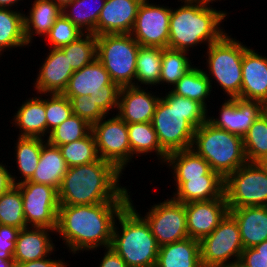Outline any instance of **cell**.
Listing matches in <instances>:
<instances>
[{
	"label": "cell",
	"mask_w": 267,
	"mask_h": 267,
	"mask_svg": "<svg viewBox=\"0 0 267 267\" xmlns=\"http://www.w3.org/2000/svg\"><path fill=\"white\" fill-rule=\"evenodd\" d=\"M162 51L163 48L160 47H139L136 63L135 86H158L157 84H159L161 74Z\"/></svg>",
	"instance_id": "35"
},
{
	"label": "cell",
	"mask_w": 267,
	"mask_h": 267,
	"mask_svg": "<svg viewBox=\"0 0 267 267\" xmlns=\"http://www.w3.org/2000/svg\"><path fill=\"white\" fill-rule=\"evenodd\" d=\"M239 262L244 267H267V257L260 255L253 247L243 249Z\"/></svg>",
	"instance_id": "46"
},
{
	"label": "cell",
	"mask_w": 267,
	"mask_h": 267,
	"mask_svg": "<svg viewBox=\"0 0 267 267\" xmlns=\"http://www.w3.org/2000/svg\"><path fill=\"white\" fill-rule=\"evenodd\" d=\"M127 128L131 146V161L134 154L137 157L141 154L147 155L148 153L151 154V152H154L158 160H161L159 162L162 164L165 163L168 154L161 148L152 122L131 123L127 124Z\"/></svg>",
	"instance_id": "31"
},
{
	"label": "cell",
	"mask_w": 267,
	"mask_h": 267,
	"mask_svg": "<svg viewBox=\"0 0 267 267\" xmlns=\"http://www.w3.org/2000/svg\"><path fill=\"white\" fill-rule=\"evenodd\" d=\"M99 267H128L125 261L111 248H105Z\"/></svg>",
	"instance_id": "48"
},
{
	"label": "cell",
	"mask_w": 267,
	"mask_h": 267,
	"mask_svg": "<svg viewBox=\"0 0 267 267\" xmlns=\"http://www.w3.org/2000/svg\"><path fill=\"white\" fill-rule=\"evenodd\" d=\"M49 232L55 234L54 229L45 227L30 226L20 229L13 254L15 265L52 255L56 247Z\"/></svg>",
	"instance_id": "22"
},
{
	"label": "cell",
	"mask_w": 267,
	"mask_h": 267,
	"mask_svg": "<svg viewBox=\"0 0 267 267\" xmlns=\"http://www.w3.org/2000/svg\"><path fill=\"white\" fill-rule=\"evenodd\" d=\"M224 180L247 163L243 137L206 121L194 132L192 147Z\"/></svg>",
	"instance_id": "6"
},
{
	"label": "cell",
	"mask_w": 267,
	"mask_h": 267,
	"mask_svg": "<svg viewBox=\"0 0 267 267\" xmlns=\"http://www.w3.org/2000/svg\"><path fill=\"white\" fill-rule=\"evenodd\" d=\"M267 171V156L261 161L259 162Z\"/></svg>",
	"instance_id": "56"
},
{
	"label": "cell",
	"mask_w": 267,
	"mask_h": 267,
	"mask_svg": "<svg viewBox=\"0 0 267 267\" xmlns=\"http://www.w3.org/2000/svg\"><path fill=\"white\" fill-rule=\"evenodd\" d=\"M0 267H15L14 260H5L0 258Z\"/></svg>",
	"instance_id": "54"
},
{
	"label": "cell",
	"mask_w": 267,
	"mask_h": 267,
	"mask_svg": "<svg viewBox=\"0 0 267 267\" xmlns=\"http://www.w3.org/2000/svg\"><path fill=\"white\" fill-rule=\"evenodd\" d=\"M91 97L106 115L109 111L113 112L115 108L118 109L119 94H97Z\"/></svg>",
	"instance_id": "47"
},
{
	"label": "cell",
	"mask_w": 267,
	"mask_h": 267,
	"mask_svg": "<svg viewBox=\"0 0 267 267\" xmlns=\"http://www.w3.org/2000/svg\"><path fill=\"white\" fill-rule=\"evenodd\" d=\"M172 88V93L209 107L206 101L212 93V87L204 69L193 66Z\"/></svg>",
	"instance_id": "33"
},
{
	"label": "cell",
	"mask_w": 267,
	"mask_h": 267,
	"mask_svg": "<svg viewBox=\"0 0 267 267\" xmlns=\"http://www.w3.org/2000/svg\"><path fill=\"white\" fill-rule=\"evenodd\" d=\"M120 87L113 83L104 65L96 58L69 79L65 96H91L97 94H119Z\"/></svg>",
	"instance_id": "16"
},
{
	"label": "cell",
	"mask_w": 267,
	"mask_h": 267,
	"mask_svg": "<svg viewBox=\"0 0 267 267\" xmlns=\"http://www.w3.org/2000/svg\"><path fill=\"white\" fill-rule=\"evenodd\" d=\"M105 1L106 0H74L62 8V14L84 33L95 34L98 18ZM92 2L94 5L91 4Z\"/></svg>",
	"instance_id": "34"
},
{
	"label": "cell",
	"mask_w": 267,
	"mask_h": 267,
	"mask_svg": "<svg viewBox=\"0 0 267 267\" xmlns=\"http://www.w3.org/2000/svg\"><path fill=\"white\" fill-rule=\"evenodd\" d=\"M97 59L120 88L135 86L139 43L131 34L96 36Z\"/></svg>",
	"instance_id": "8"
},
{
	"label": "cell",
	"mask_w": 267,
	"mask_h": 267,
	"mask_svg": "<svg viewBox=\"0 0 267 267\" xmlns=\"http://www.w3.org/2000/svg\"><path fill=\"white\" fill-rule=\"evenodd\" d=\"M131 199L129 197V203L116 217L110 247L128 267H155L159 246L148 223L134 208Z\"/></svg>",
	"instance_id": "5"
},
{
	"label": "cell",
	"mask_w": 267,
	"mask_h": 267,
	"mask_svg": "<svg viewBox=\"0 0 267 267\" xmlns=\"http://www.w3.org/2000/svg\"><path fill=\"white\" fill-rule=\"evenodd\" d=\"M243 249L237 222L228 213L211 234L200 240L201 264L233 267L239 262Z\"/></svg>",
	"instance_id": "10"
},
{
	"label": "cell",
	"mask_w": 267,
	"mask_h": 267,
	"mask_svg": "<svg viewBox=\"0 0 267 267\" xmlns=\"http://www.w3.org/2000/svg\"><path fill=\"white\" fill-rule=\"evenodd\" d=\"M141 86L120 88L117 115L127 124L152 122L161 96Z\"/></svg>",
	"instance_id": "18"
},
{
	"label": "cell",
	"mask_w": 267,
	"mask_h": 267,
	"mask_svg": "<svg viewBox=\"0 0 267 267\" xmlns=\"http://www.w3.org/2000/svg\"><path fill=\"white\" fill-rule=\"evenodd\" d=\"M63 261V259L54 260L49 258L48 256L34 261L18 263L15 265V267H66L69 265L65 261Z\"/></svg>",
	"instance_id": "49"
},
{
	"label": "cell",
	"mask_w": 267,
	"mask_h": 267,
	"mask_svg": "<svg viewBox=\"0 0 267 267\" xmlns=\"http://www.w3.org/2000/svg\"><path fill=\"white\" fill-rule=\"evenodd\" d=\"M58 148L68 167L88 164L99 159L92 131L86 137Z\"/></svg>",
	"instance_id": "39"
},
{
	"label": "cell",
	"mask_w": 267,
	"mask_h": 267,
	"mask_svg": "<svg viewBox=\"0 0 267 267\" xmlns=\"http://www.w3.org/2000/svg\"><path fill=\"white\" fill-rule=\"evenodd\" d=\"M188 52L164 48L159 85H175L192 67Z\"/></svg>",
	"instance_id": "36"
},
{
	"label": "cell",
	"mask_w": 267,
	"mask_h": 267,
	"mask_svg": "<svg viewBox=\"0 0 267 267\" xmlns=\"http://www.w3.org/2000/svg\"><path fill=\"white\" fill-rule=\"evenodd\" d=\"M253 248L257 250L260 255L267 257V240L255 245Z\"/></svg>",
	"instance_id": "52"
},
{
	"label": "cell",
	"mask_w": 267,
	"mask_h": 267,
	"mask_svg": "<svg viewBox=\"0 0 267 267\" xmlns=\"http://www.w3.org/2000/svg\"><path fill=\"white\" fill-rule=\"evenodd\" d=\"M148 210L143 218L159 247L189 237L184 203L171 197L152 205Z\"/></svg>",
	"instance_id": "13"
},
{
	"label": "cell",
	"mask_w": 267,
	"mask_h": 267,
	"mask_svg": "<svg viewBox=\"0 0 267 267\" xmlns=\"http://www.w3.org/2000/svg\"><path fill=\"white\" fill-rule=\"evenodd\" d=\"M207 117L203 104L168 91L157 103L152 125L161 148L169 154L191 148L195 130Z\"/></svg>",
	"instance_id": "3"
},
{
	"label": "cell",
	"mask_w": 267,
	"mask_h": 267,
	"mask_svg": "<svg viewBox=\"0 0 267 267\" xmlns=\"http://www.w3.org/2000/svg\"><path fill=\"white\" fill-rule=\"evenodd\" d=\"M203 2H205V3H208V4H212L213 3V1L215 2V1H217V0H202ZM218 1H221V0H218Z\"/></svg>",
	"instance_id": "57"
},
{
	"label": "cell",
	"mask_w": 267,
	"mask_h": 267,
	"mask_svg": "<svg viewBox=\"0 0 267 267\" xmlns=\"http://www.w3.org/2000/svg\"><path fill=\"white\" fill-rule=\"evenodd\" d=\"M46 139L37 137H19L15 143L16 165L22 179H18L15 175L11 176L13 184L18 185L25 181H29L39 163L42 146L46 143Z\"/></svg>",
	"instance_id": "30"
},
{
	"label": "cell",
	"mask_w": 267,
	"mask_h": 267,
	"mask_svg": "<svg viewBox=\"0 0 267 267\" xmlns=\"http://www.w3.org/2000/svg\"><path fill=\"white\" fill-rule=\"evenodd\" d=\"M20 1L21 0H0V8L11 9V7L17 6Z\"/></svg>",
	"instance_id": "51"
},
{
	"label": "cell",
	"mask_w": 267,
	"mask_h": 267,
	"mask_svg": "<svg viewBox=\"0 0 267 267\" xmlns=\"http://www.w3.org/2000/svg\"><path fill=\"white\" fill-rule=\"evenodd\" d=\"M165 162L173 170L174 181L202 178L211 170L209 163L191 148L169 153Z\"/></svg>",
	"instance_id": "29"
},
{
	"label": "cell",
	"mask_w": 267,
	"mask_h": 267,
	"mask_svg": "<svg viewBox=\"0 0 267 267\" xmlns=\"http://www.w3.org/2000/svg\"><path fill=\"white\" fill-rule=\"evenodd\" d=\"M188 236L201 240L211 234L229 213L225 194L221 198L185 204Z\"/></svg>",
	"instance_id": "15"
},
{
	"label": "cell",
	"mask_w": 267,
	"mask_h": 267,
	"mask_svg": "<svg viewBox=\"0 0 267 267\" xmlns=\"http://www.w3.org/2000/svg\"><path fill=\"white\" fill-rule=\"evenodd\" d=\"M0 8V57L8 49L30 46L24 35V13ZM3 52V53H2Z\"/></svg>",
	"instance_id": "32"
},
{
	"label": "cell",
	"mask_w": 267,
	"mask_h": 267,
	"mask_svg": "<svg viewBox=\"0 0 267 267\" xmlns=\"http://www.w3.org/2000/svg\"><path fill=\"white\" fill-rule=\"evenodd\" d=\"M0 225L26 228L23 199L20 189L14 185L0 196Z\"/></svg>",
	"instance_id": "41"
},
{
	"label": "cell",
	"mask_w": 267,
	"mask_h": 267,
	"mask_svg": "<svg viewBox=\"0 0 267 267\" xmlns=\"http://www.w3.org/2000/svg\"><path fill=\"white\" fill-rule=\"evenodd\" d=\"M143 0H106L102 8L95 35L130 34Z\"/></svg>",
	"instance_id": "19"
},
{
	"label": "cell",
	"mask_w": 267,
	"mask_h": 267,
	"mask_svg": "<svg viewBox=\"0 0 267 267\" xmlns=\"http://www.w3.org/2000/svg\"><path fill=\"white\" fill-rule=\"evenodd\" d=\"M67 170L60 149L46 142L42 146L38 166L29 181L49 185L58 191Z\"/></svg>",
	"instance_id": "28"
},
{
	"label": "cell",
	"mask_w": 267,
	"mask_h": 267,
	"mask_svg": "<svg viewBox=\"0 0 267 267\" xmlns=\"http://www.w3.org/2000/svg\"><path fill=\"white\" fill-rule=\"evenodd\" d=\"M229 214L237 222L244 249L267 240V206L229 209Z\"/></svg>",
	"instance_id": "24"
},
{
	"label": "cell",
	"mask_w": 267,
	"mask_h": 267,
	"mask_svg": "<svg viewBox=\"0 0 267 267\" xmlns=\"http://www.w3.org/2000/svg\"><path fill=\"white\" fill-rule=\"evenodd\" d=\"M53 1H55L61 8H63L66 4L74 0H53Z\"/></svg>",
	"instance_id": "55"
},
{
	"label": "cell",
	"mask_w": 267,
	"mask_h": 267,
	"mask_svg": "<svg viewBox=\"0 0 267 267\" xmlns=\"http://www.w3.org/2000/svg\"><path fill=\"white\" fill-rule=\"evenodd\" d=\"M44 95L50 96L48 99L45 98L46 136L48 137L53 129L58 127L73 113L70 99L63 93H44Z\"/></svg>",
	"instance_id": "42"
},
{
	"label": "cell",
	"mask_w": 267,
	"mask_h": 267,
	"mask_svg": "<svg viewBox=\"0 0 267 267\" xmlns=\"http://www.w3.org/2000/svg\"><path fill=\"white\" fill-rule=\"evenodd\" d=\"M261 104V115L267 120V98L260 102Z\"/></svg>",
	"instance_id": "53"
},
{
	"label": "cell",
	"mask_w": 267,
	"mask_h": 267,
	"mask_svg": "<svg viewBox=\"0 0 267 267\" xmlns=\"http://www.w3.org/2000/svg\"><path fill=\"white\" fill-rule=\"evenodd\" d=\"M247 49L246 45L231 38L228 33L206 48L207 61L205 63L208 71L204 70L205 75L208 77L211 87L214 79L221 86L220 89L229 96V99L238 98L241 94L242 61L243 54Z\"/></svg>",
	"instance_id": "7"
},
{
	"label": "cell",
	"mask_w": 267,
	"mask_h": 267,
	"mask_svg": "<svg viewBox=\"0 0 267 267\" xmlns=\"http://www.w3.org/2000/svg\"><path fill=\"white\" fill-rule=\"evenodd\" d=\"M92 131V125L72 114L68 119L53 129L46 141L53 146L65 145L86 137Z\"/></svg>",
	"instance_id": "40"
},
{
	"label": "cell",
	"mask_w": 267,
	"mask_h": 267,
	"mask_svg": "<svg viewBox=\"0 0 267 267\" xmlns=\"http://www.w3.org/2000/svg\"><path fill=\"white\" fill-rule=\"evenodd\" d=\"M121 174L113 164L100 158L68 167L58 189L59 205L129 202V189L119 184Z\"/></svg>",
	"instance_id": "2"
},
{
	"label": "cell",
	"mask_w": 267,
	"mask_h": 267,
	"mask_svg": "<svg viewBox=\"0 0 267 267\" xmlns=\"http://www.w3.org/2000/svg\"><path fill=\"white\" fill-rule=\"evenodd\" d=\"M23 199L27 227L56 230L59 210L58 191L49 185L25 181L16 185Z\"/></svg>",
	"instance_id": "12"
},
{
	"label": "cell",
	"mask_w": 267,
	"mask_h": 267,
	"mask_svg": "<svg viewBox=\"0 0 267 267\" xmlns=\"http://www.w3.org/2000/svg\"><path fill=\"white\" fill-rule=\"evenodd\" d=\"M128 203L59 205L55 232L72 254L108 248L112 241L115 218Z\"/></svg>",
	"instance_id": "1"
},
{
	"label": "cell",
	"mask_w": 267,
	"mask_h": 267,
	"mask_svg": "<svg viewBox=\"0 0 267 267\" xmlns=\"http://www.w3.org/2000/svg\"><path fill=\"white\" fill-rule=\"evenodd\" d=\"M74 71L82 69L97 58L96 35L84 33L74 42L60 48Z\"/></svg>",
	"instance_id": "37"
},
{
	"label": "cell",
	"mask_w": 267,
	"mask_h": 267,
	"mask_svg": "<svg viewBox=\"0 0 267 267\" xmlns=\"http://www.w3.org/2000/svg\"><path fill=\"white\" fill-rule=\"evenodd\" d=\"M106 116L92 125L96 149L100 159L113 164L121 173L131 162V146L127 123L117 114Z\"/></svg>",
	"instance_id": "11"
},
{
	"label": "cell",
	"mask_w": 267,
	"mask_h": 267,
	"mask_svg": "<svg viewBox=\"0 0 267 267\" xmlns=\"http://www.w3.org/2000/svg\"><path fill=\"white\" fill-rule=\"evenodd\" d=\"M70 99L72 113L86 120L90 125L107 116L92 99L91 96H66Z\"/></svg>",
	"instance_id": "44"
},
{
	"label": "cell",
	"mask_w": 267,
	"mask_h": 267,
	"mask_svg": "<svg viewBox=\"0 0 267 267\" xmlns=\"http://www.w3.org/2000/svg\"><path fill=\"white\" fill-rule=\"evenodd\" d=\"M180 1L184 4L174 10L171 7L168 48L188 52L198 44L208 47L226 33L220 25L226 11L216 10L202 0Z\"/></svg>",
	"instance_id": "4"
},
{
	"label": "cell",
	"mask_w": 267,
	"mask_h": 267,
	"mask_svg": "<svg viewBox=\"0 0 267 267\" xmlns=\"http://www.w3.org/2000/svg\"><path fill=\"white\" fill-rule=\"evenodd\" d=\"M224 183L225 180L218 173L210 170L202 178L175 181L176 190L172 198L184 204L221 198L224 195Z\"/></svg>",
	"instance_id": "23"
},
{
	"label": "cell",
	"mask_w": 267,
	"mask_h": 267,
	"mask_svg": "<svg viewBox=\"0 0 267 267\" xmlns=\"http://www.w3.org/2000/svg\"><path fill=\"white\" fill-rule=\"evenodd\" d=\"M42 95L41 93V95L28 98L22 102L17 113H14L13 122L11 123L20 129L19 137L44 139L46 136L45 97L43 99Z\"/></svg>",
	"instance_id": "25"
},
{
	"label": "cell",
	"mask_w": 267,
	"mask_h": 267,
	"mask_svg": "<svg viewBox=\"0 0 267 267\" xmlns=\"http://www.w3.org/2000/svg\"><path fill=\"white\" fill-rule=\"evenodd\" d=\"M20 229L0 225V258L5 260H14L13 254L15 251V244Z\"/></svg>",
	"instance_id": "45"
},
{
	"label": "cell",
	"mask_w": 267,
	"mask_h": 267,
	"mask_svg": "<svg viewBox=\"0 0 267 267\" xmlns=\"http://www.w3.org/2000/svg\"><path fill=\"white\" fill-rule=\"evenodd\" d=\"M267 98V58L250 49L243 54L242 86L238 99L261 102Z\"/></svg>",
	"instance_id": "21"
},
{
	"label": "cell",
	"mask_w": 267,
	"mask_h": 267,
	"mask_svg": "<svg viewBox=\"0 0 267 267\" xmlns=\"http://www.w3.org/2000/svg\"><path fill=\"white\" fill-rule=\"evenodd\" d=\"M83 34V31L61 14L51 27L46 37L51 44L50 48H61L71 42H74Z\"/></svg>",
	"instance_id": "43"
},
{
	"label": "cell",
	"mask_w": 267,
	"mask_h": 267,
	"mask_svg": "<svg viewBox=\"0 0 267 267\" xmlns=\"http://www.w3.org/2000/svg\"><path fill=\"white\" fill-rule=\"evenodd\" d=\"M74 72L66 54L60 48H51L33 83L36 93H63Z\"/></svg>",
	"instance_id": "20"
},
{
	"label": "cell",
	"mask_w": 267,
	"mask_h": 267,
	"mask_svg": "<svg viewBox=\"0 0 267 267\" xmlns=\"http://www.w3.org/2000/svg\"><path fill=\"white\" fill-rule=\"evenodd\" d=\"M10 172L7 166L0 162V196L14 186Z\"/></svg>",
	"instance_id": "50"
},
{
	"label": "cell",
	"mask_w": 267,
	"mask_h": 267,
	"mask_svg": "<svg viewBox=\"0 0 267 267\" xmlns=\"http://www.w3.org/2000/svg\"><path fill=\"white\" fill-rule=\"evenodd\" d=\"M218 118L207 117L213 126L244 136L254 121L261 115L259 101H246L238 98L227 99L219 108Z\"/></svg>",
	"instance_id": "17"
},
{
	"label": "cell",
	"mask_w": 267,
	"mask_h": 267,
	"mask_svg": "<svg viewBox=\"0 0 267 267\" xmlns=\"http://www.w3.org/2000/svg\"><path fill=\"white\" fill-rule=\"evenodd\" d=\"M29 13L24 14V35L31 44L34 34L45 37L62 14V8L53 0H34Z\"/></svg>",
	"instance_id": "27"
},
{
	"label": "cell",
	"mask_w": 267,
	"mask_h": 267,
	"mask_svg": "<svg viewBox=\"0 0 267 267\" xmlns=\"http://www.w3.org/2000/svg\"><path fill=\"white\" fill-rule=\"evenodd\" d=\"M233 267H244L240 262H238L237 264H235Z\"/></svg>",
	"instance_id": "58"
},
{
	"label": "cell",
	"mask_w": 267,
	"mask_h": 267,
	"mask_svg": "<svg viewBox=\"0 0 267 267\" xmlns=\"http://www.w3.org/2000/svg\"><path fill=\"white\" fill-rule=\"evenodd\" d=\"M170 15L171 7L143 0L130 34L140 46L168 48Z\"/></svg>",
	"instance_id": "14"
},
{
	"label": "cell",
	"mask_w": 267,
	"mask_h": 267,
	"mask_svg": "<svg viewBox=\"0 0 267 267\" xmlns=\"http://www.w3.org/2000/svg\"><path fill=\"white\" fill-rule=\"evenodd\" d=\"M247 162H261L267 156V120L260 115L243 136Z\"/></svg>",
	"instance_id": "38"
},
{
	"label": "cell",
	"mask_w": 267,
	"mask_h": 267,
	"mask_svg": "<svg viewBox=\"0 0 267 267\" xmlns=\"http://www.w3.org/2000/svg\"><path fill=\"white\" fill-rule=\"evenodd\" d=\"M155 267H203L200 241L187 237L159 247Z\"/></svg>",
	"instance_id": "26"
},
{
	"label": "cell",
	"mask_w": 267,
	"mask_h": 267,
	"mask_svg": "<svg viewBox=\"0 0 267 267\" xmlns=\"http://www.w3.org/2000/svg\"><path fill=\"white\" fill-rule=\"evenodd\" d=\"M224 194L229 209L267 206V171L259 162H247L225 179Z\"/></svg>",
	"instance_id": "9"
}]
</instances>
